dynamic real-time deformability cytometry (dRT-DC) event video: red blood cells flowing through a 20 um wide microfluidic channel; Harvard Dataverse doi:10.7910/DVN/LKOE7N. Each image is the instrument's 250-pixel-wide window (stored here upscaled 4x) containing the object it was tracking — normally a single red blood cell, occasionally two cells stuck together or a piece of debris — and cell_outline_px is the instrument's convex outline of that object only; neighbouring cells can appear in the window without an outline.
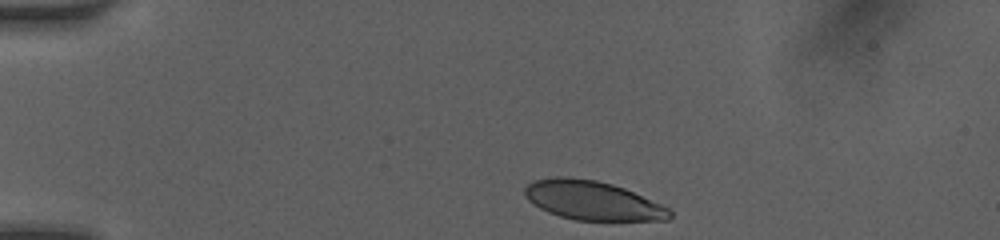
{"species": "human", "species_latin": "Homo sapiens", "temperature_condition": "room temperature", "stored_images_in_passage": 8, "camera_frame_rate_fps": 3000, "um_per_image_px": 0.085, "donor": {"sex": "female"}, "frame": {"image": 1, "passage_image": 1, "time_ms": 0.0, "image_size_px": [1000, 240], "cell_outline_px": [[672, 216], [668, 220], [576, 220], [560, 216], [548, 212], [532, 204], [528, 200], [524, 192], [524, 188], [532, 180], [556, 176], [564, 176], [596, 180], [612, 184], [624, 188], [660, 204], [668, 208], [672, 212]], "centroid_in_image_um": [50.32, 17.03], "position_along_channel_um": 34.7, "area_um2": 32.89}}
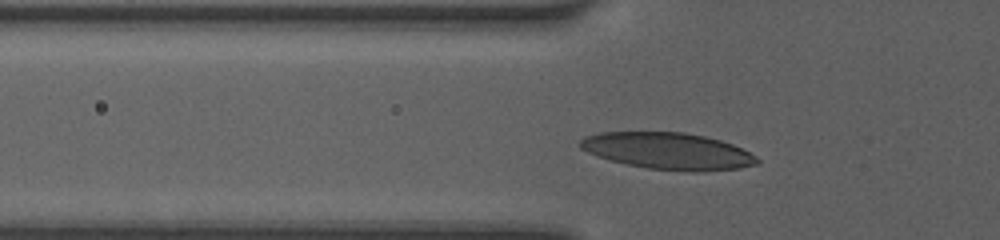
{"frame": {"image": 2, "passage_image": 6, "time_ms": 2.333, "image_size_px": [1000, 240], "cell_outline_px": [[760, 164], [740, 168], [704, 172], [692, 172], [648, 168], [628, 164], [612, 160], [588, 152], [580, 148], [576, 144], [584, 136], [600, 132], [684, 132], [704, 136], [720, 140], [732, 144], [756, 156], [760, 160]], "centroid_in_image_um": [56.8, 12.84], "position_along_channel_um": 69.0, "area_um2": 37.92}}